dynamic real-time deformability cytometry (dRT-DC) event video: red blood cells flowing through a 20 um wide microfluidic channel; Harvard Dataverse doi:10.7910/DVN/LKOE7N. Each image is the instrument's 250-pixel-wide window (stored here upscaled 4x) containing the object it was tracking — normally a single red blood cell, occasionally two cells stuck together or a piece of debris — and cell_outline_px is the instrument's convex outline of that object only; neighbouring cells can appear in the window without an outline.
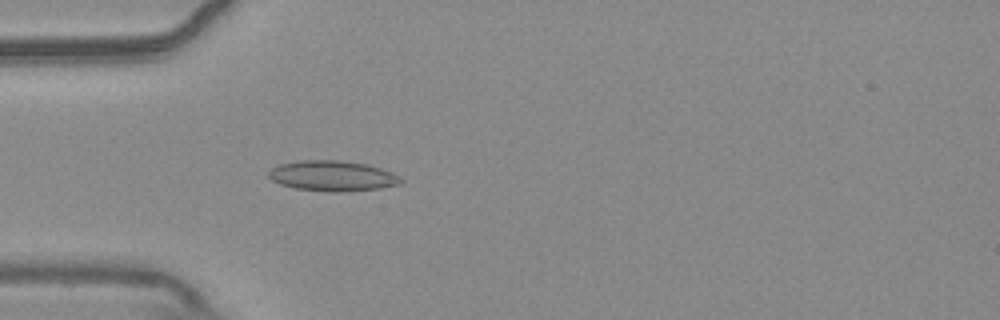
{"species": "common noctule bat (a hibernating species)", "species_latin": "Nyctalus noctula", "temperature_condition": "warm", "stored_images_in_passage": 54, "camera_frame_rate_fps": 3000, "um_per_image_px": 0.085, "animal": {"sex": "male", "body_mass_g": 20.4}, "frame": {"image": 1, "passage_image": 16, "time_ms": 5.0, "image_size_px": [1000, 320], "cell_outline_px": [[404, 180], [400, 184], [380, 188], [336, 192], [332, 192], [296, 188], [280, 184], [272, 180], [268, 176], [268, 172], [272, 168], [280, 164], [300, 160], [340, 160], [368, 164], [392, 172], [400, 176]], "centroid_in_image_um": [28.28, 14.94], "position_along_channel_um": 56.7, "area_um2": 23.41}}
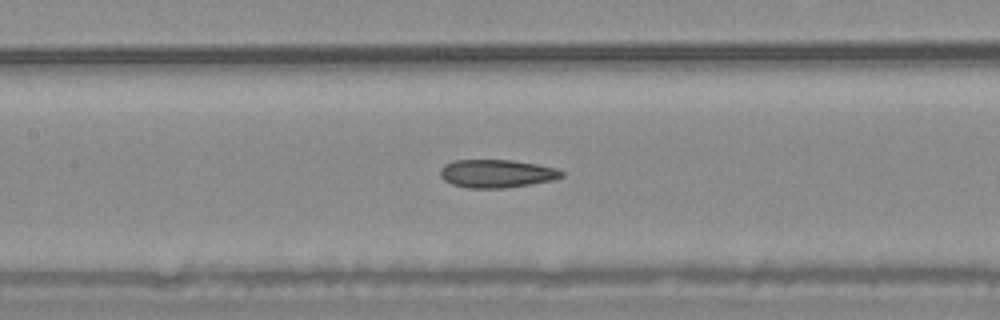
{"frame": {"image": 2, "passage_image": 25, "time_ms": 8.0, "image_size_px": [1000, 320], "cell_outline_px": [[564, 176], [552, 180], [504, 188], [468, 188], [452, 184], [444, 180], [440, 176], [440, 168], [444, 164], [452, 160], [512, 160], [536, 164], [556, 168], [564, 172]], "centroid_in_image_um": [42.18, 14.75], "position_along_channel_um": 165.2, "area_um2": 19.88}}
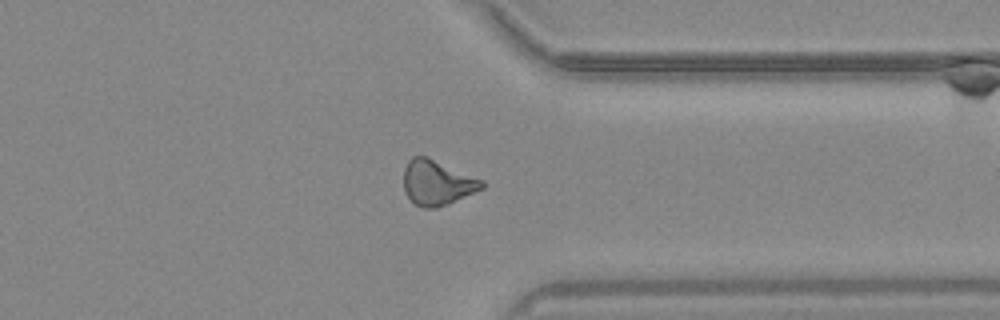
{"frame": {"image": 3, "passage_image": 42, "time_ms": 13.667, "image_size_px": [1000, 320], "cell_outline_px": [[484, 188], [448, 204], [436, 208], [424, 208], [416, 204], [404, 192], [404, 168], [408, 160], [412, 156], [428, 156], [484, 180]], "centroid_in_image_um": [37.16, 15.51], "position_along_channel_um": 374.2, "area_um2": 20.63}, "authors_computed_cell_mechanics": {"area_um2": 20.6057, "velocity_mm_per_s": 3.7402, "shape_relaxation_time_tau1_ms": null, "shape_relaxation_time_tau2_ms": 5.5611, "deformation_change_tau1": null, "deformation_change_tau2": 0.1333}}